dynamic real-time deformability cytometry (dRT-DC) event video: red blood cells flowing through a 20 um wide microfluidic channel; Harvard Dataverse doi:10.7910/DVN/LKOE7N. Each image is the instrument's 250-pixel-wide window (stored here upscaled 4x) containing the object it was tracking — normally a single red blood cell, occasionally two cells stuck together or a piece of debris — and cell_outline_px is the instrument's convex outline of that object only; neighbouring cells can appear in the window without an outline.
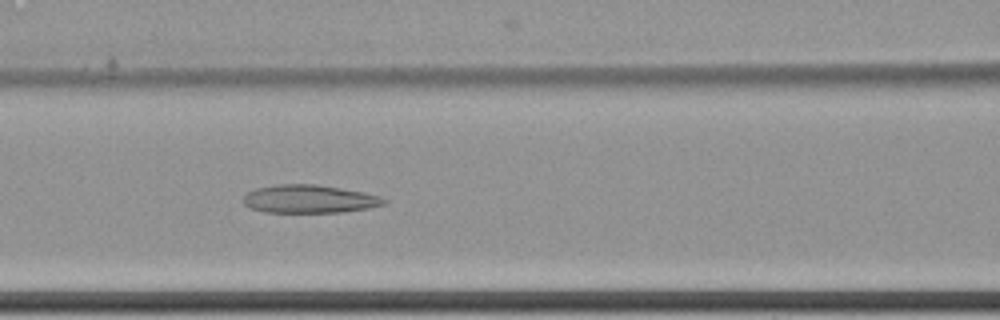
{"species": "common noctule bat (a hibernating species)", "species_latin": "Nyctalus noctula", "temperature_condition": "cold", "stored_images_in_passage": 9, "camera_frame_rate_fps": 3000, "um_per_image_px": 0.085, "animal": {"sex": "female", "body_mass_g": 22.7, "forearm_length_mm": 54.2}, "frame": {"image": 1, "passage_image": 8, "time_ms": 2.333, "image_size_px": [1000, 320], "cell_outline_px": [[388, 200], [384, 204], [368, 208], [340, 212], [264, 212], [248, 208], [244, 204], [244, 196], [248, 192], [256, 188], [276, 184], [316, 184], [364, 192], [380, 196]], "centroid_in_image_um": [26.27, 16.91], "position_along_channel_um": 140.3, "area_um2": 23.06}}